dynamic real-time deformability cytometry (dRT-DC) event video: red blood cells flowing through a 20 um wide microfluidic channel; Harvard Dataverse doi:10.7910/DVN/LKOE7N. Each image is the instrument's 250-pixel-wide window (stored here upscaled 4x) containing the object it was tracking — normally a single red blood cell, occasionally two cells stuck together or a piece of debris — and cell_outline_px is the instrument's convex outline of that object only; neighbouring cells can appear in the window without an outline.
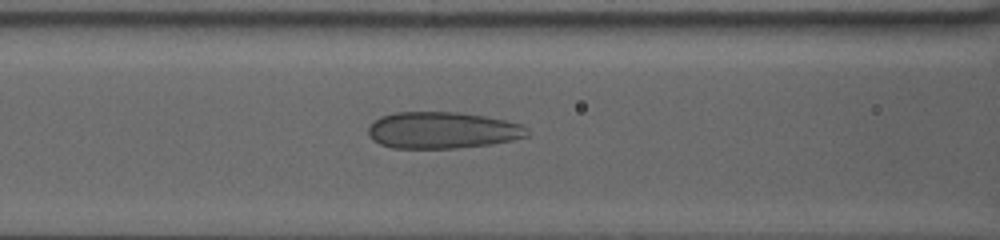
{"species": "human", "species_latin": "Homo sapiens", "temperature_condition": "warm", "stored_images_in_passage": 12, "camera_frame_rate_fps": 3000, "um_per_image_px": 0.085, "donor": {"sex": "female"}, "frame": {"image": 1, "passage_image": 9, "time_ms": 2.667, "image_size_px": [1000, 240], "cell_outline_px": [[528, 136], [512, 140], [488, 144], [456, 148], [392, 148], [380, 144], [372, 140], [368, 132], [368, 128], [380, 116], [396, 112], [460, 112], [484, 116], [504, 120], [520, 124], [528, 128]], "centroid_in_image_um": [37.59, 11.07], "position_along_channel_um": 129.0, "area_um2": 33.81}}
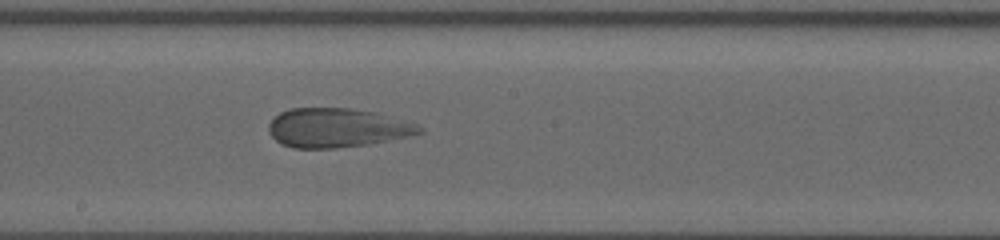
{"frame": {"image": 2, "passage_image": 12, "time_ms": 3.667, "image_size_px": [1000, 240], "cell_outline_px": [[424, 132], [368, 144], [336, 148], [292, 148], [280, 144], [268, 132], [268, 124], [280, 112], [292, 108], [352, 108], [380, 112], [416, 124], [424, 128]], "centroid_in_image_um": [28.64, 10.85], "position_along_channel_um": 219.6, "area_um2": 34.45}}